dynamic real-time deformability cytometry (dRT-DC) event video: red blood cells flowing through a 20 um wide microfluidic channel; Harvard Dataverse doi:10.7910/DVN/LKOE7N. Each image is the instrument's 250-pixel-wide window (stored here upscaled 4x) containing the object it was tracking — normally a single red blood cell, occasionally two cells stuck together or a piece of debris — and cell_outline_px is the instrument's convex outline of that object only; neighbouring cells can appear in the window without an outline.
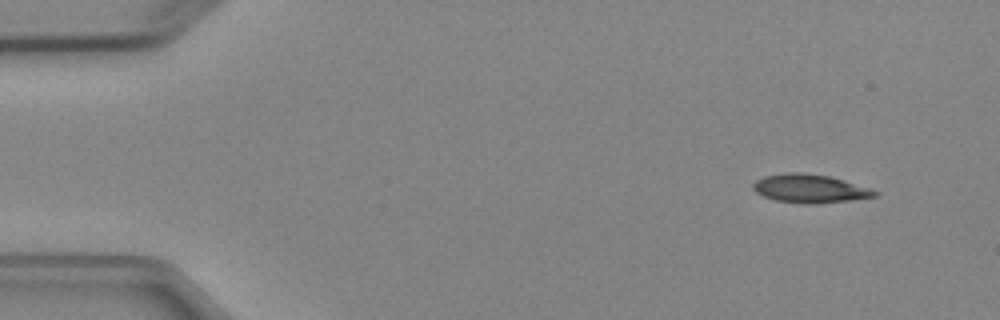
{"species": "Egyptian fruit bat (a non-hibernating species)", "species_latin": "Rousettus aegyptiacus", "temperature_condition": "cold", "stored_images_in_passage": 5, "segment_of_instrument_passage": [1, 2], "camera_frame_rate_fps": 3000, "um_per_image_px": 0.085, "animal": {"sex": "female"}, "frame": {"image": 1, "passage_image": 1, "time_ms": 0.0, "image_size_px": [1000, 320], "cell_outline_px": [[880, 192], [876, 196], [848, 200], [812, 204], [804, 204], [776, 200], [764, 196], [756, 192], [752, 188], [752, 184], [756, 180], [764, 176], [784, 172], [804, 172], [828, 176], [844, 180]], "centroid_in_image_um": [68.79, 16.01], "position_along_channel_um": 16.2, "area_um2": 20.06}}
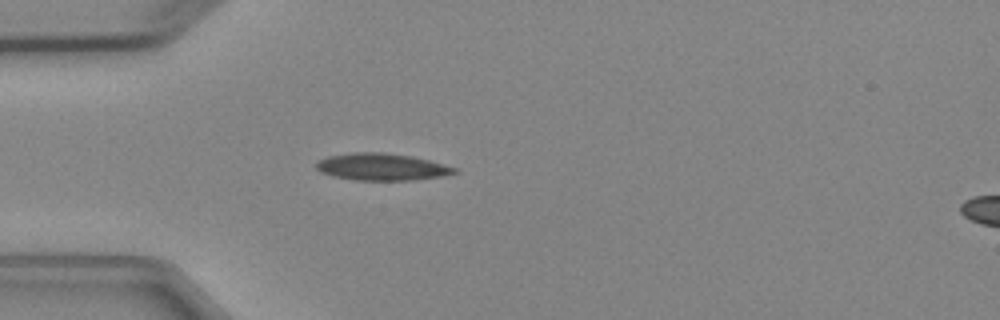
{"frame": {"image": 2, "passage_image": 4, "time_ms": 3.333, "image_size_px": [1000, 320], "cell_outline_px": [[460, 172], [440, 176], [412, 180], [356, 180], [332, 176], [320, 172], [316, 168], [316, 164], [320, 160], [328, 156], [352, 152], [384, 152], [412, 156], [428, 160], [456, 168]], "centroid_in_image_um": [32.42, 14.18], "position_along_channel_um": 52.6, "area_um2": 21.68}}